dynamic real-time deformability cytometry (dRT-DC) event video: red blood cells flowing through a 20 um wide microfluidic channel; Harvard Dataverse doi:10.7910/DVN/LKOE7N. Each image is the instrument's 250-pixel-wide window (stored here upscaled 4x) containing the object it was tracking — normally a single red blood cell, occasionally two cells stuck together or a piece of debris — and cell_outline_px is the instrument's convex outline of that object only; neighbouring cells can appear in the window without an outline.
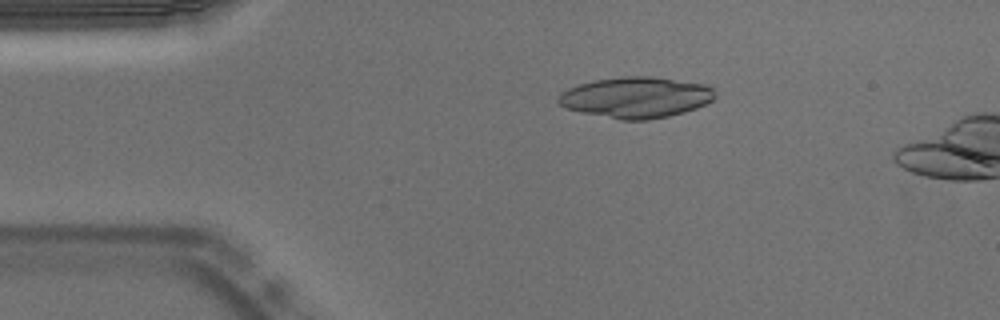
{"species": "Egyptian fruit bat (a non-hibernating species)", "species_latin": "Rousettus aegyptiacus", "temperature_condition": "warm", "stored_images_in_passage": 8, "camera_frame_rate_fps": 3000, "um_per_image_px": 0.085, "animal": {"sex": "male"}, "frame": {"image": 1, "passage_image": 4, "time_ms": 1.0, "image_size_px": [1000, 320], "cell_outline_px": [[716, 96], [712, 100], [696, 108], [684, 112], [668, 116], [648, 120], [620, 120], [564, 108], [556, 100], [560, 92], [568, 88], [592, 80], [620, 76], [648, 76], [704, 84], [712, 88]], "centroid_in_image_um": [54.02, 8.28], "position_along_channel_um": 31.0, "area_um2": 37.34}}